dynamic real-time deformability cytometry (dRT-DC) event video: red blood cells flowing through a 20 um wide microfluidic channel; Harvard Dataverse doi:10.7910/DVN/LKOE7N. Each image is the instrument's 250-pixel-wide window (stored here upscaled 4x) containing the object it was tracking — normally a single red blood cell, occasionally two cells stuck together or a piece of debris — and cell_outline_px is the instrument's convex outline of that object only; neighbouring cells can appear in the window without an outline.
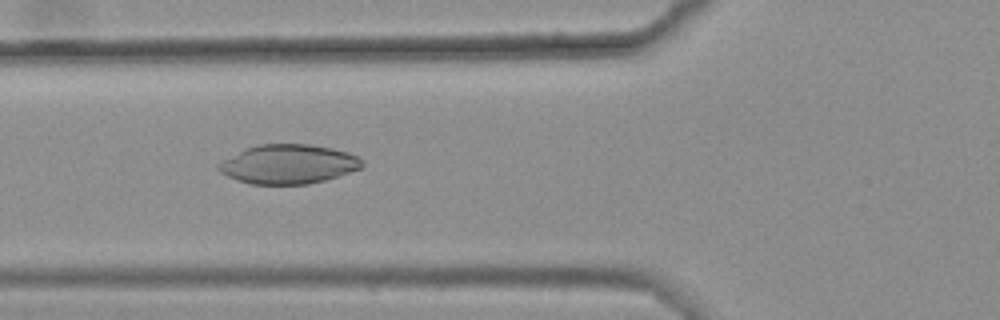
{"species": "common noctule bat (a hibernating species)", "species_latin": "Nyctalus noctula", "temperature_condition": "warm", "stored_images_in_passage": 41, "camera_frame_rate_fps": 3000, "um_per_image_px": 0.085, "animal": {"sex": "female", "body_mass_g": 25.1}, "frame": {"image": 1, "passage_image": 14, "time_ms": 4.333, "image_size_px": [1000, 320], "cell_outline_px": [[364, 164], [360, 168], [324, 180], [308, 184], [252, 184], [236, 180], [220, 172], [216, 168], [216, 164], [248, 148], [260, 144], [308, 144], [332, 148], [348, 152], [364, 160]], "centroid_in_image_um": [24.51, 13.95], "position_along_channel_um": 101.3, "area_um2": 32.48}}
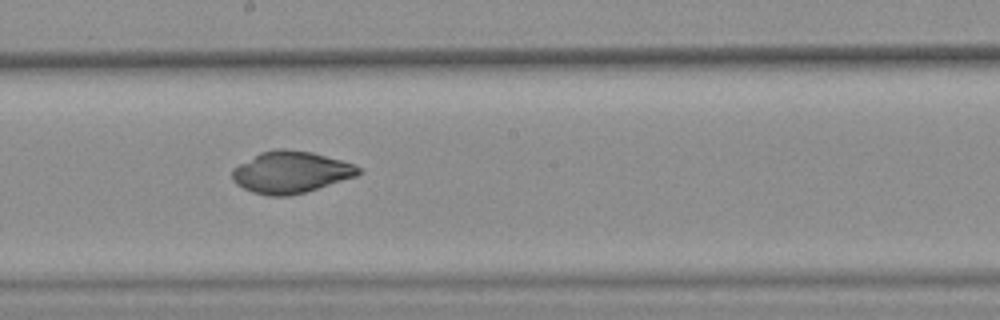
{"frame": {"image": 2, "passage_image": 24, "time_ms": 7.667, "image_size_px": [1000, 320], "cell_outline_px": [[360, 172], [356, 176], [304, 192], [288, 196], [268, 196], [252, 192], [236, 184], [232, 180], [232, 168], [260, 152], [276, 148], [284, 148], [312, 152], [340, 160], [352, 164], [360, 168]], "centroid_in_image_um": [24.66, 14.63], "position_along_channel_um": 223.5, "area_um2": 30.52}}
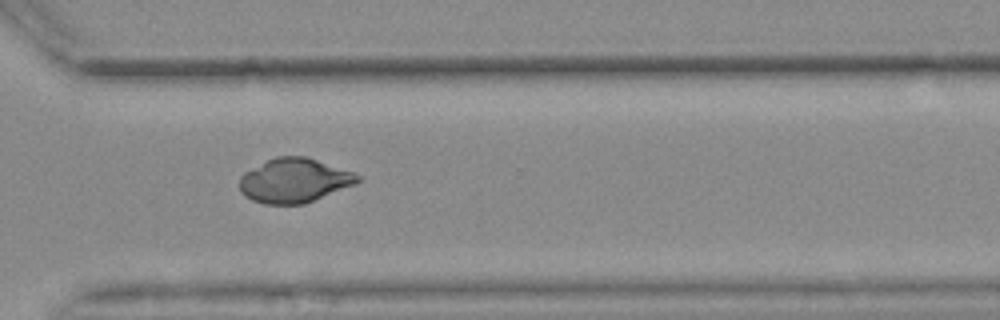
{"frame": {"image": 3, "passage_image": 34, "time_ms": 11.0, "image_size_px": [1000, 320], "cell_outline_px": [[364, 180], [356, 184], [304, 204], [264, 204], [252, 200], [244, 196], [240, 192], [240, 176], [244, 172], [276, 156], [304, 156], [364, 176]], "centroid_in_image_um": [25.03, 15.35], "position_along_channel_um": 345.6, "area_um2": 30.46}}